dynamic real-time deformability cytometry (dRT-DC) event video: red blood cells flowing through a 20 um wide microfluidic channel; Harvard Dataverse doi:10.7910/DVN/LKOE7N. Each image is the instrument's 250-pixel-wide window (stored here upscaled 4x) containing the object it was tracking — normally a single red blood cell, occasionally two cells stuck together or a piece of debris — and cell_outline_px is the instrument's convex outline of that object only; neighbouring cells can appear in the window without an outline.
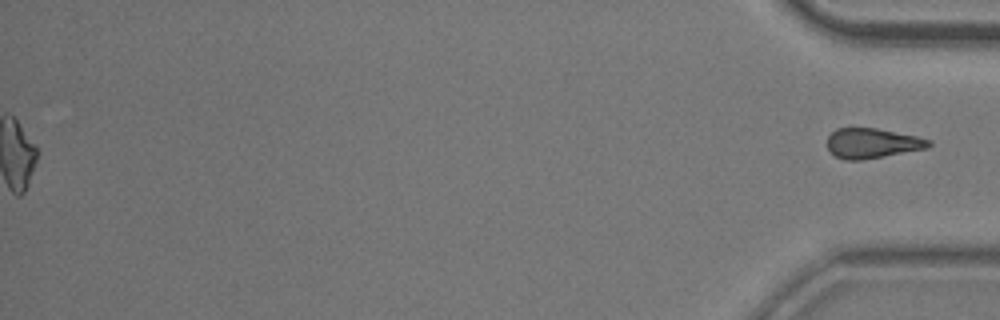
{"species": "common noctule bat (a hibernating species)", "species_latin": "Nyctalus noctula", "temperature_condition": "room temperature", "stored_images_in_passage": 54, "segment_of_instrument_passage": [2, 2], "camera_frame_rate_fps": 3000, "um_per_image_px": 0.085, "animal": {"sex": "male", "body_mass_g": 20.5, "forearm_length_mm": 52.5}, "frame": {"image": 1, "passage_image": 54, "time_ms": 17.667, "image_size_px": [1000, 320], "cell_outline_px": [[932, 144], [928, 148], [860, 160], [844, 160], [836, 156], [828, 148], [828, 136], [836, 128], [876, 128], [916, 136], [932, 140]], "centroid_in_image_um": [74.15, 12.17], "position_along_channel_um": 361.0, "area_um2": 17.57}}